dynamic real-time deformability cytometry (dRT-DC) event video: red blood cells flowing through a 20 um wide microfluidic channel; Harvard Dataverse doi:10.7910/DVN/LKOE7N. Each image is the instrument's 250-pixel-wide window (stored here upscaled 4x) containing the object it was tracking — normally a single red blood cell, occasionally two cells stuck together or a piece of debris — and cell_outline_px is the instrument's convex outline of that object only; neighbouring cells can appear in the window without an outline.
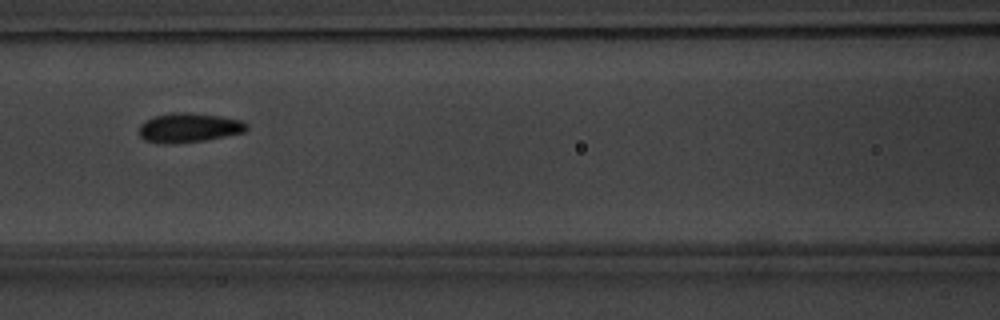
{"species": "common noctule bat (a hibernating species)", "species_latin": "Nyctalus noctula", "temperature_condition": "warm", "stored_images_in_passage": 35, "camera_frame_rate_fps": 3000, "um_per_image_px": 0.085, "animal": {"sex": "male", "body_mass_g": 20.1, "forearm_length_mm": 53.5}, "frame": {"image": 1, "passage_image": 11, "time_ms": 3.333, "image_size_px": [1000, 320], "cell_outline_px": [[248, 128], [244, 132], [204, 140], [164, 144], [144, 140], [140, 136], [140, 124], [156, 116], [172, 112], [188, 112], [220, 116], [244, 120], [248, 124]], "centroid_in_image_um": [16.09, 10.84], "position_along_channel_um": 150.5, "area_um2": 18.26}, "authors_computed_cell_mechanics": {"area_um2": 17.9758, "velocity_mm_per_s": 3.8086, "shape_relaxation_time_tau1_ms": 4.3552, "shape_relaxation_time_tau2_ms": 1.1498, "deformation_change_tau1": 0.143, "deformation_change_tau2": 0.0526}}